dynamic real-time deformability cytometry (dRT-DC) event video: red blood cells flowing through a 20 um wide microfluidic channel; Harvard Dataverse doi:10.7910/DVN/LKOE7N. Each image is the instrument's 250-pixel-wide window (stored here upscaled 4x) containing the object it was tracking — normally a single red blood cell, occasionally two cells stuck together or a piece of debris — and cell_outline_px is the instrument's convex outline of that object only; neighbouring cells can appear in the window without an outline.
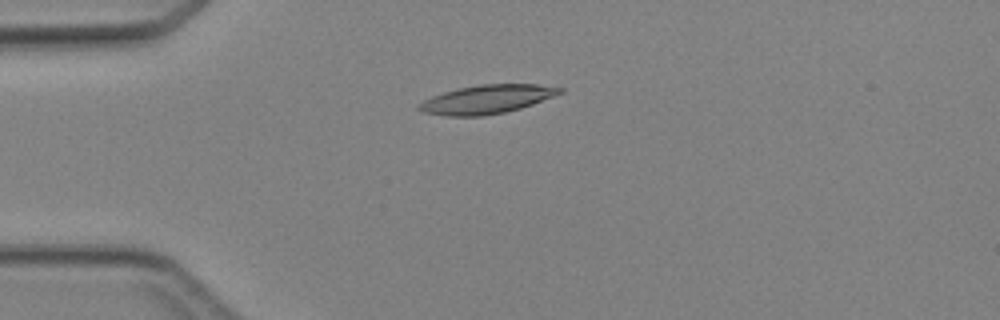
{"species": "Egyptian fruit bat (a non-hibernating species)", "species_latin": "Rousettus aegyptiacus", "temperature_condition": "cold", "stored_images_in_passage": 5, "camera_frame_rate_fps": 3000, "um_per_image_px": 0.085, "animal": {"sex": "female"}, "frame": {"image": 1, "passage_image": 4, "time_ms": 3.667, "image_size_px": [1000, 320], "cell_outline_px": [[564, 92], [532, 104], [520, 108], [504, 112], [484, 116], [448, 116], [420, 112], [416, 108], [424, 100], [432, 96], [444, 92], [460, 88], [480, 84], [536, 84], [564, 88]], "centroid_in_image_um": [41.37, 8.44], "position_along_channel_um": 43.6, "area_um2": 23.41}}